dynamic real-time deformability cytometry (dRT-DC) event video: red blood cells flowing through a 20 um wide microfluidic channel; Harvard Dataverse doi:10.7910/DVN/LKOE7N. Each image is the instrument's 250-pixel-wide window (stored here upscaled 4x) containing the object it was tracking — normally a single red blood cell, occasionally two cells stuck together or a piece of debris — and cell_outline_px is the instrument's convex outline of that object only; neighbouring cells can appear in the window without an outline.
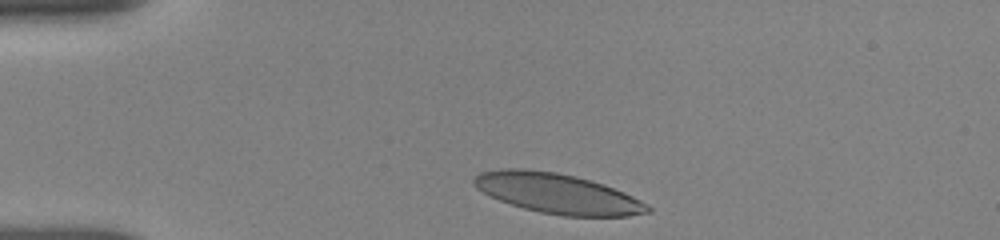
{"species": "human", "species_latin": "Homo sapiens", "temperature_condition": "room temperature", "stored_images_in_passage": 2, "camera_frame_rate_fps": 3000, "um_per_image_px": 0.085, "donor": {"sex": "female"}, "frame": {"image": 1, "passage_image": 1, "time_ms": 0.0, "image_size_px": [1000, 240], "cell_outline_px": [[652, 212], [628, 216], [564, 216], [540, 212], [524, 208], [500, 200], [476, 188], [472, 184], [472, 176], [480, 172], [500, 168], [524, 168], [556, 172], [576, 176], [592, 180], [604, 184], [624, 192], [648, 204], [652, 208]], "centroid_in_image_um": [47.38, 16.43], "position_along_channel_um": 37.6, "area_um2": 40.75}}